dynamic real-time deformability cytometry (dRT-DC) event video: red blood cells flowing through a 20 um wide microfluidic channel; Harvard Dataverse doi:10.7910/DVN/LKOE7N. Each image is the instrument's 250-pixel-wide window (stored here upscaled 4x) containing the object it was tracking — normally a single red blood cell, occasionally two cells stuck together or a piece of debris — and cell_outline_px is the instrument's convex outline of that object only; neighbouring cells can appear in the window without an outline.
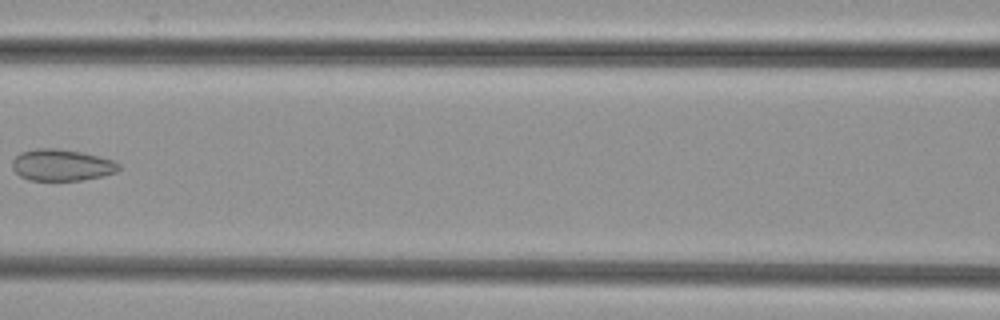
{"species": "common noctule bat (a hibernating species)", "species_latin": "Nyctalus noctula", "temperature_condition": "cold", "stored_images_in_passage": 7, "camera_frame_rate_fps": 3000, "um_per_image_px": 0.085, "animal": {"sex": "female", "body_mass_g": 29.2, "forearm_length_mm": 56.3}, "frame": {"image": 1, "passage_image": 7, "time_ms": 2.0, "image_size_px": [1000, 320], "cell_outline_px": [[120, 168], [116, 172], [104, 176], [84, 180], [28, 180], [20, 176], [12, 168], [12, 160], [20, 152], [36, 148], [56, 148], [80, 152], [112, 160], [120, 164]], "centroid_in_image_um": [5.22, 14.03], "position_along_channel_um": 161.4, "area_um2": 19.59}}